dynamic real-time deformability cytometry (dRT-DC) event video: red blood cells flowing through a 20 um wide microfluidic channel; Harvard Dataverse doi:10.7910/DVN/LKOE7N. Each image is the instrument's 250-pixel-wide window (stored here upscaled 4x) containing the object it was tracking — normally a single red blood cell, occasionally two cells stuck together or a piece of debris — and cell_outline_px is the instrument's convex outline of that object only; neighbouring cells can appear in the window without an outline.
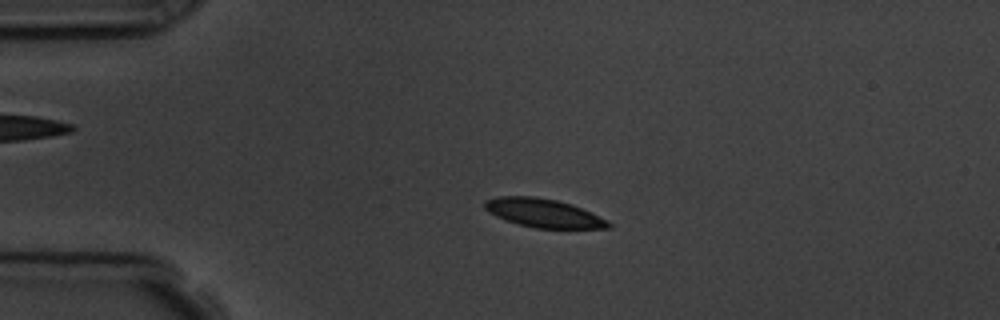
{"species": "common noctule bat (a hibernating species)", "species_latin": "Nyctalus noctula", "temperature_condition": "room temperature", "stored_images_in_passage": 4, "camera_frame_rate_fps": 3000, "um_per_image_px": 0.085, "animal": {"sex": "male", "body_mass_g": 19.5, "forearm_length_mm": 54.6}, "frame": {"image": 1, "passage_image": 3, "time_ms": 2.333, "image_size_px": [1000, 320], "cell_outline_px": [[612, 228], [536, 228], [504, 220], [488, 212], [484, 208], [484, 200], [496, 196], [536, 196], [556, 200], [572, 204], [608, 220], [612, 224]], "centroid_in_image_um": [46.17, 18.1], "position_along_channel_um": 38.8, "area_um2": 20.69}}